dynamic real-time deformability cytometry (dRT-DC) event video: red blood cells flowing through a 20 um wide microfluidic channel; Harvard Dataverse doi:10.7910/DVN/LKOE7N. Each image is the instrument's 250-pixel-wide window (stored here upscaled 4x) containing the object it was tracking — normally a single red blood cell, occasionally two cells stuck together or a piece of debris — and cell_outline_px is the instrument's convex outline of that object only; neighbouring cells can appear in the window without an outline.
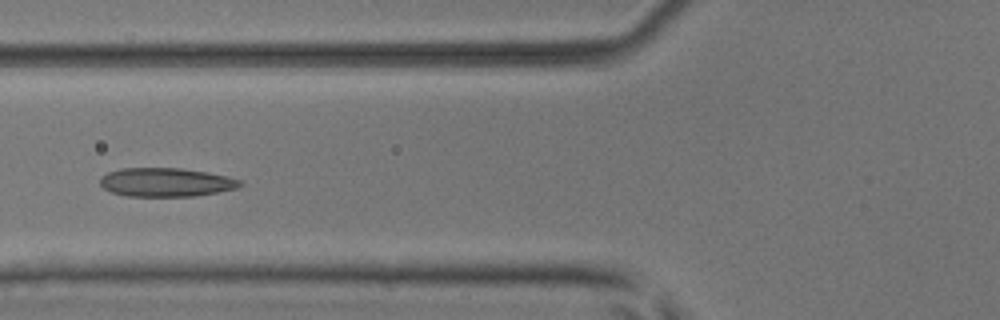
{"species": "common noctule bat (a hibernating species)", "species_latin": "Nyctalus noctula", "temperature_condition": "room temperature", "stored_images_in_passage": 7, "camera_frame_rate_fps": 3000, "um_per_image_px": 0.085, "animal": {"sex": "male", "body_mass_g": 17.9, "forearm_length_mm": 54.2}, "frame": {"image": 1, "passage_image": 5, "time_ms": 1.333, "image_size_px": [1000, 320], "cell_outline_px": [[244, 184], [236, 188], [196, 196], [124, 196], [112, 192], [104, 188], [100, 184], [100, 176], [108, 172], [120, 168], [180, 168], [208, 172], [240, 180]], "centroid_in_image_um": [14.07, 15.49], "position_along_channel_um": 111.7, "area_um2": 23.41}}
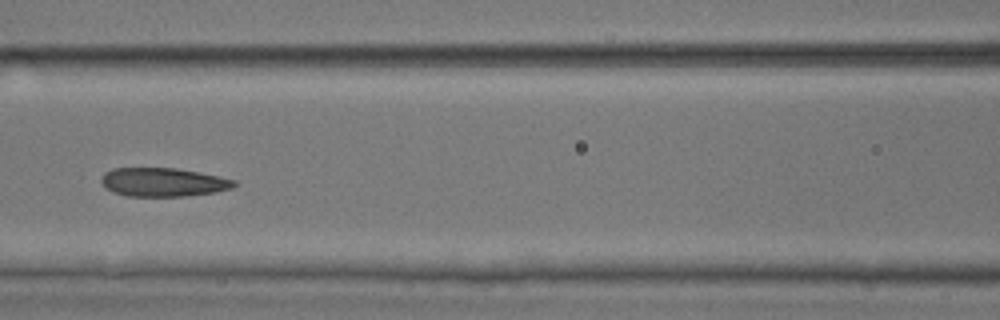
{"frame": {"image": 2, "passage_image": 6, "time_ms": 1.667, "image_size_px": [1000, 320], "cell_outline_px": [[240, 184], [232, 188], [216, 192], [184, 196], [128, 196], [112, 192], [104, 188], [100, 180], [104, 172], [112, 168], [176, 168], [220, 176], [236, 180]], "centroid_in_image_um": [13.87, 15.48], "position_along_channel_um": 152.7, "area_um2": 22.48}}
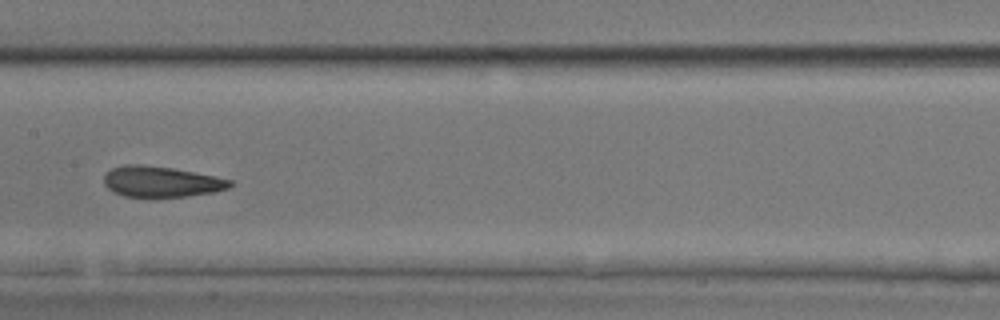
{"frame": {"image": 3, "passage_image": 7, "time_ms": 2.0, "image_size_px": [1000, 320], "cell_outline_px": [[232, 184], [228, 188], [216, 192], [184, 196], [124, 196], [112, 192], [104, 184], [104, 176], [112, 168], [124, 164], [140, 164], [172, 168], [216, 176], [232, 180]], "centroid_in_image_um": [13.7, 15.43], "position_along_channel_um": 193.7, "area_um2": 22.43}}